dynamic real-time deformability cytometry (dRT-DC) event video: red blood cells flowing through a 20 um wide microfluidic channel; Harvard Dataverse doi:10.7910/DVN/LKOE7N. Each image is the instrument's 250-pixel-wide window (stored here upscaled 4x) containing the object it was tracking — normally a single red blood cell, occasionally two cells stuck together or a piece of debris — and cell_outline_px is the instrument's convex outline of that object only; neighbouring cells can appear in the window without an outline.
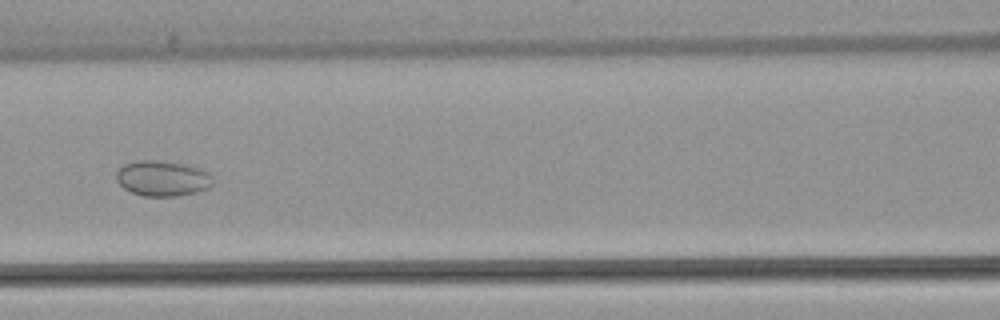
{"species": "common noctule bat (a hibernating species)", "species_latin": "Nyctalus noctula", "temperature_condition": "warm", "stored_images_in_passage": 54, "camera_frame_rate_fps": 3000, "um_per_image_px": 0.085, "animal": {"sex": "female", "body_mass_g": 22.7, "forearm_length_mm": 54.2}, "frame": {"image": 1, "passage_image": 24, "time_ms": 7.667, "image_size_px": [1000, 320], "cell_outline_px": [[212, 184], [208, 188], [196, 192], [176, 196], [144, 196], [132, 192], [124, 188], [116, 180], [116, 172], [124, 164], [136, 160], [160, 160], [184, 164], [200, 168], [208, 172], [212, 176]], "centroid_in_image_um": [13.81, 15.15], "position_along_channel_um": 152.8, "area_um2": 20.0}}
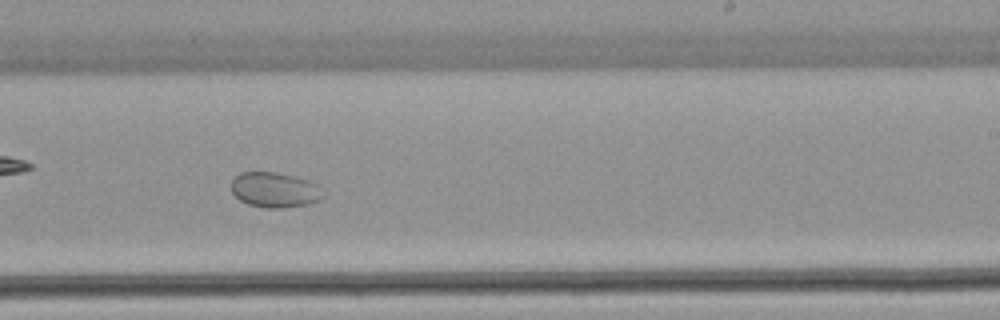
{"frame": {"image": 2, "passage_image": 33, "time_ms": 10.667, "image_size_px": [1000, 320], "cell_outline_px": [[324, 196], [320, 200], [308, 204], [284, 208], [264, 208], [248, 204], [240, 200], [232, 192], [232, 180], [240, 172], [276, 172], [308, 180], [316, 184]], "centroid_in_image_um": [23.34, 16.15], "position_along_channel_um": 265.7, "area_um2": 18.73}}
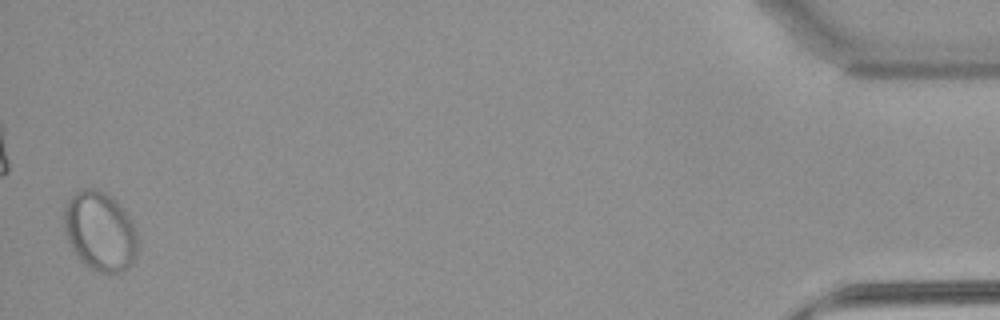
{"frame": {"image": 3, "passage_image": 53, "time_ms": 17.333, "image_size_px": [1000, 320], "cell_outline_px": [[140, 248], [132, 264], [128, 268], [120, 272], [100, 272], [92, 268], [80, 260], [76, 256], [64, 232], [64, 208], [68, 200], [76, 192], [84, 188], [100, 188], [116, 200], [128, 216], [136, 232]], "centroid_in_image_um": [8.51, 19.65], "position_along_channel_um": 426.7, "area_um2": 34.22}}